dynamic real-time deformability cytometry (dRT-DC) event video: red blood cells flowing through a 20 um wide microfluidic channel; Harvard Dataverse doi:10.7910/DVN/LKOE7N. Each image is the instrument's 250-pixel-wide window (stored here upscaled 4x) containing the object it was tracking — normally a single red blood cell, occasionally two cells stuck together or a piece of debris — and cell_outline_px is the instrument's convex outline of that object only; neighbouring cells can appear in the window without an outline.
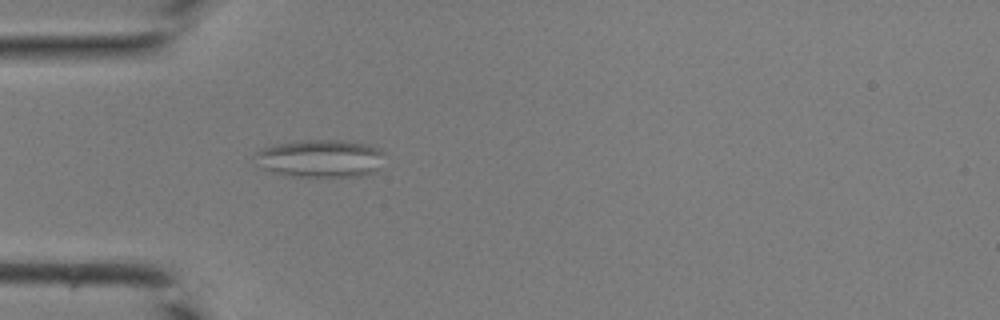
{"species": "common noctule bat (a hibernating species)", "species_latin": "Nyctalus noctula", "temperature_condition": "room temperature", "stored_images_in_passage": 36, "camera_frame_rate_fps": 3000, "um_per_image_px": 0.085, "animal": {"sex": "male", "body_mass_g": 19.0, "forearm_length_mm": 50.8}, "frame": {"image": 1, "passage_image": 6, "time_ms": 1.667, "image_size_px": [1000, 320], "cell_outline_px": [[384, 168], [360, 176], [300, 176], [272, 172], [264, 168], [252, 156], [256, 152], [264, 148], [276, 144], [296, 140], [336, 140], [360, 144], [380, 148], [384, 152]], "centroid_in_image_um": [27.28, 13.46], "position_along_channel_um": 57.7, "area_um2": 28.38}}
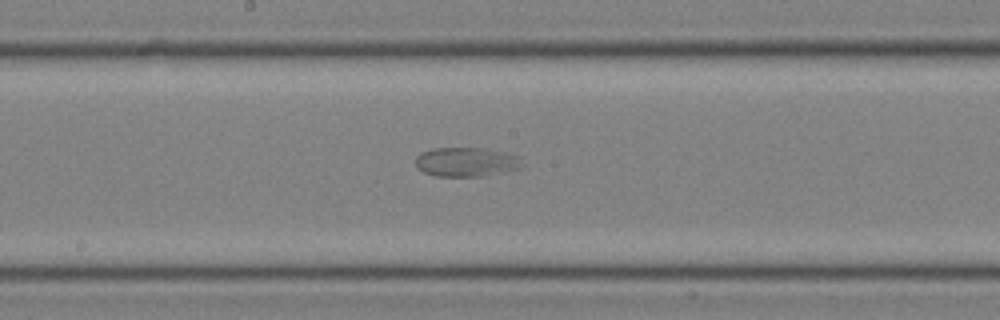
{"frame": {"image": 2, "passage_image": 16, "time_ms": 5.0, "image_size_px": [1000, 320], "cell_outline_px": [[520, 168], [488, 176], [436, 176], [424, 172], [416, 168], [416, 156], [420, 152], [432, 148], [480, 148], [500, 152], [516, 156]], "centroid_in_image_um": [39.52, 13.78], "position_along_channel_um": 208.7, "area_um2": 17.86}}
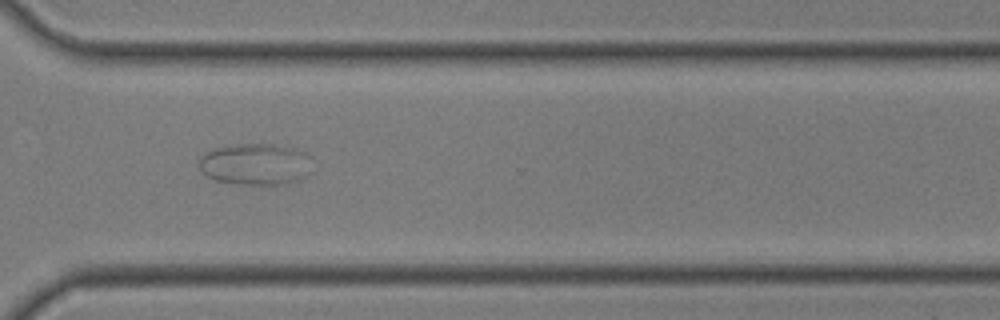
{"frame": {"image": 3, "passage_image": 25, "time_ms": 8.0, "image_size_px": [1000, 320], "cell_outline_px": [[304, 176], [300, 180], [284, 184], [244, 184], [216, 180], [208, 176], [200, 168], [200, 156], [212, 148], [236, 144], [272, 144], [292, 148], [304, 152]], "centroid_in_image_um": [21.58, 13.94], "position_along_channel_um": 349.0, "area_um2": 26.36}}